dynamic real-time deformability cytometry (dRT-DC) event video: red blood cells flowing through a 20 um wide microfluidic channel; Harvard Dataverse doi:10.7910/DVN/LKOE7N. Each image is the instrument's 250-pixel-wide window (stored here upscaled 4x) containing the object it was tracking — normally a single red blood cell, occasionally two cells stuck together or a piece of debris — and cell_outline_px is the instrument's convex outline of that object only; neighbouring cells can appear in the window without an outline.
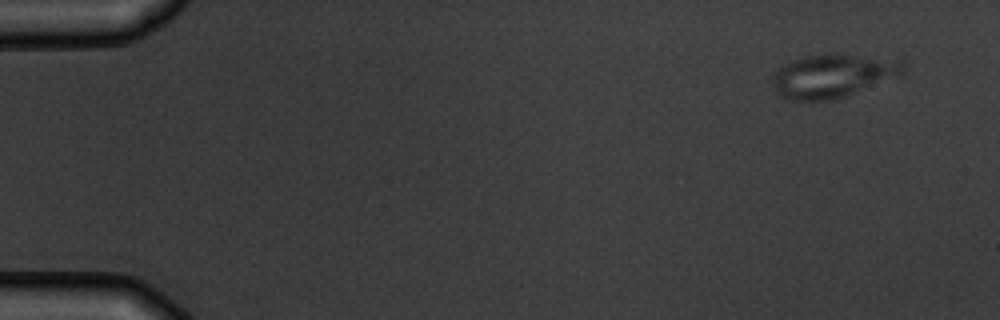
{"species": "common noctule bat (a hibernating species)", "species_latin": "Nyctalus noctula", "temperature_condition": "warm", "stored_images_in_passage": 7, "camera_frame_rate_fps": 3000, "um_per_image_px": 0.085, "animal": {"sex": "male", "body_mass_g": 19.5, "forearm_length_mm": 54.6}, "frame": {"image": 1, "passage_image": 1, "time_ms": 0.0, "image_size_px": [1000, 320], "cell_outline_px": [[904, 72], [900, 76], [836, 100], [788, 100], [780, 96], [776, 92], [772, 84], [772, 76], [784, 64], [800, 56], [848, 56], [904, 60]], "centroid_in_image_um": [70.77, 6.49], "position_along_channel_um": 14.2, "area_um2": 32.54}}